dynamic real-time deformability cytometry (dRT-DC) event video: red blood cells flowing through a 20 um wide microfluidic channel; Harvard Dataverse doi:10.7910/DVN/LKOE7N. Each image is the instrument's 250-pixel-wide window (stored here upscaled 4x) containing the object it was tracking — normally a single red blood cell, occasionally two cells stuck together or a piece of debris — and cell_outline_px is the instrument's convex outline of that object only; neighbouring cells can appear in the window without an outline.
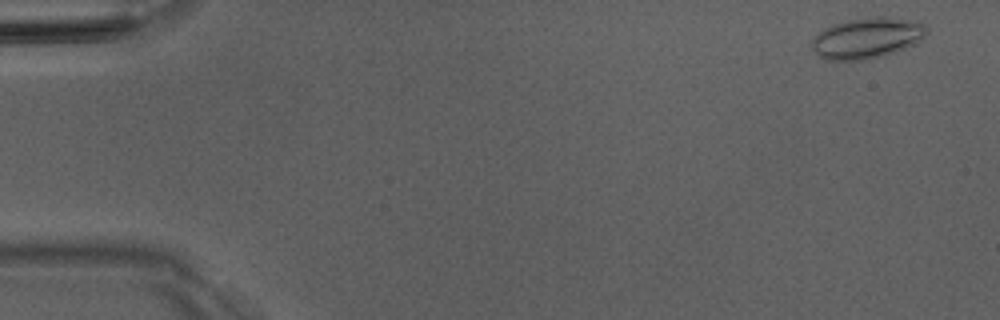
{"species": "Egyptian fruit bat (a non-hibernating species)", "species_latin": "Rousettus aegyptiacus", "temperature_condition": "room temperature", "stored_images_in_passage": 50, "camera_frame_rate_fps": 3000, "um_per_image_px": 0.085, "animal": {"sex": "male"}, "frame": {"image": 1, "passage_image": 3, "time_ms": 0.667, "image_size_px": [1000, 320], "cell_outline_px": [[928, 32], [916, 44], [896, 52], [884, 56], [864, 60], [824, 60], [812, 48], [812, 40], [824, 28], [832, 24], [848, 20], [876, 16], [892, 16], [920, 20], [928, 28]], "centroid_in_image_um": [73.77, 3.21], "position_along_channel_um": 11.2, "area_um2": 27.8}}
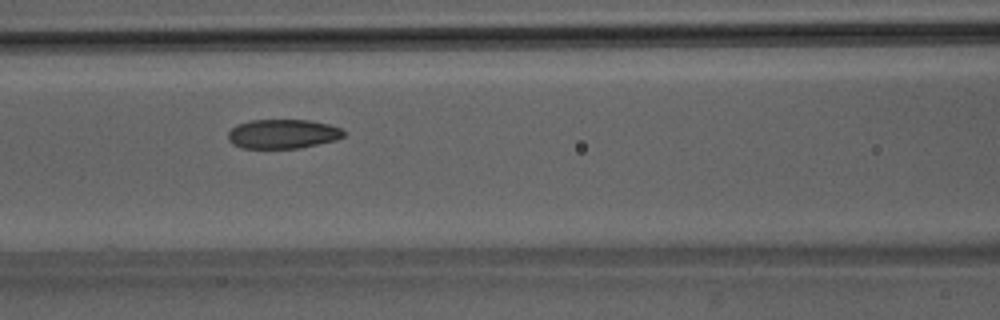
{"frame": {"image": 2, "passage_image": 23, "time_ms": 7.333, "image_size_px": [1000, 320], "cell_outline_px": [[344, 136], [336, 140], [300, 148], [244, 148], [232, 144], [228, 140], [228, 132], [236, 124], [252, 120], [308, 120], [328, 124], [340, 128], [344, 132]], "centroid_in_image_um": [24.01, 11.38], "position_along_channel_um": 142.6, "area_um2": 19.71}}
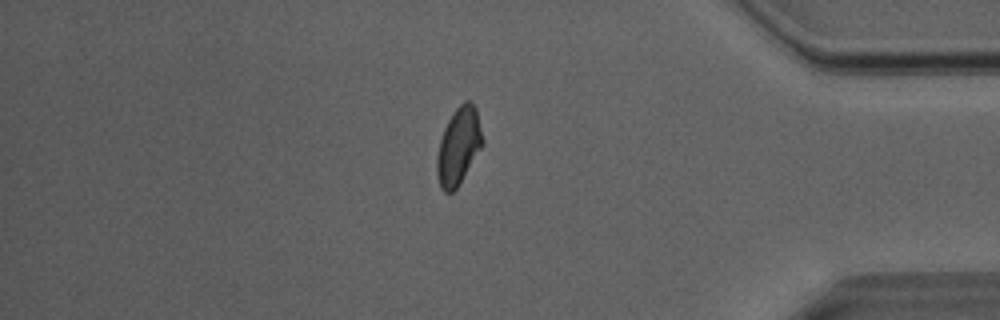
{"frame": {"image": 3, "passage_image": 44, "time_ms": 14.333, "image_size_px": [1000, 320], "cell_outline_px": [[484, 144], [456, 188], [452, 192], [444, 192], [440, 188], [436, 176], [436, 156], [440, 140], [444, 128], [452, 112], [464, 100], [472, 100], [476, 108], [484, 140]], "centroid_in_image_um": [38.97, 12.4], "position_along_channel_um": 396.2, "area_um2": 20.69}, "authors_computed_cell_mechanics": {"area_um2": 20.6924, "velocity_mm_per_s": 4.0542, "shape_relaxation_time_tau1_ms": 4.3905, "shape_relaxation_time_tau2_ms": 1.9025, "deformation_change_tau1": 0.1305, "deformation_change_tau2": 0.0611}}